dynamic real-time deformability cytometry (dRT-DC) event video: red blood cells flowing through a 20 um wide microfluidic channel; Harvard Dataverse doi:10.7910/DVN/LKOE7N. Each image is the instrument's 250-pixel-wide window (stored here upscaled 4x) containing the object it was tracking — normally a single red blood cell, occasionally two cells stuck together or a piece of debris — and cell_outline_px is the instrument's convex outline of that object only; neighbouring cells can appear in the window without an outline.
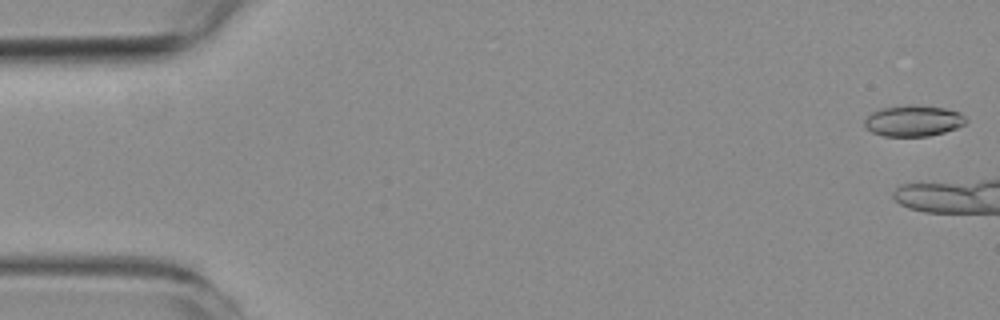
{"species": "common noctule bat (a hibernating species)", "species_latin": "Nyctalus noctula", "temperature_condition": "room temperature", "stored_images_in_passage": 3, "camera_frame_rate_fps": 3000, "um_per_image_px": 0.085, "animal": {"sex": "female", "body_mass_g": 19.3, "forearm_length_mm": 54.1}, "frame": {"image": 1, "passage_image": 1, "time_ms": 0.0, "image_size_px": [1000, 320], "cell_outline_px": [[968, 120], [964, 124], [956, 128], [944, 132], [928, 136], [884, 136], [872, 132], [864, 124], [864, 120], [872, 112], [880, 108], [908, 104], [916, 104], [944, 108], [960, 112]], "centroid_in_image_um": [77.64, 10.25], "position_along_channel_um": 7.4, "area_um2": 18.44}}